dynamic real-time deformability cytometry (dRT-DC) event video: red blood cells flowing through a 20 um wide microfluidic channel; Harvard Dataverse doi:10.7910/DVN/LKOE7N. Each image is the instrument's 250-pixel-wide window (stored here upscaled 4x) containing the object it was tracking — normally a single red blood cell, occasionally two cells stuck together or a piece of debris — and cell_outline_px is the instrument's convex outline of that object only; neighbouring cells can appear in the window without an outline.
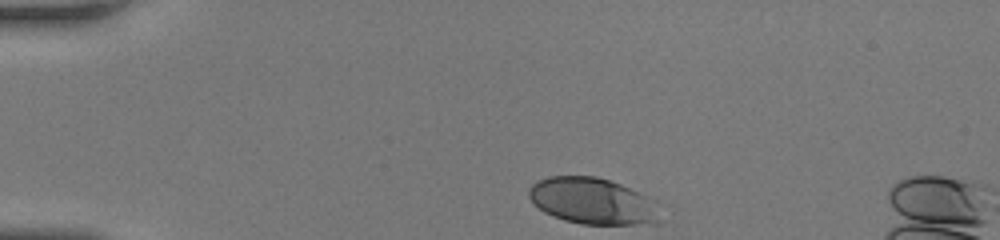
{"species": "human", "species_latin": "Homo sapiens", "temperature_condition": "room temperature", "stored_images_in_passage": 32, "camera_frame_rate_fps": 3000, "um_per_image_px": 0.085, "donor": {"sex": "female"}, "frame": {"image": 1, "passage_image": 1, "time_ms": 0.0, "image_size_px": [1000, 240], "cell_outline_px": [[660, 224], [580, 224], [564, 220], [552, 216], [544, 212], [528, 196], [528, 188], [536, 180], [548, 176], [596, 176], [620, 184], [644, 196]], "centroid_in_image_um": [50.21, 17.08], "position_along_channel_um": 34.8, "area_um2": 34.45}}
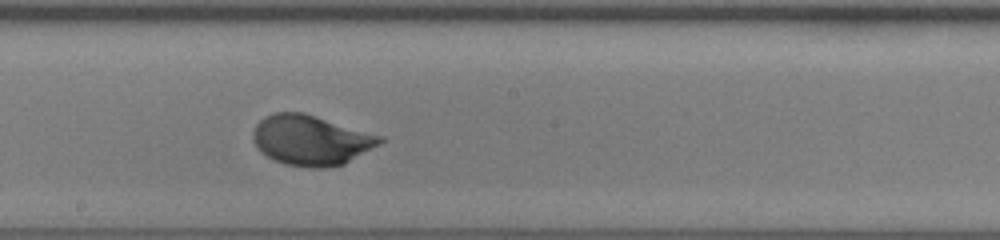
{"frame": {"image": 2, "passage_image": 19, "time_ms": 6.0, "image_size_px": [1000, 240], "cell_outline_px": [[384, 140], [380, 144], [344, 164], [328, 168], [308, 168], [284, 164], [260, 152], [252, 140], [252, 132], [256, 124], [264, 116], [272, 112], [304, 112], [384, 136]], "centroid_in_image_um": [26.43, 11.91], "position_along_channel_um": 221.8, "area_um2": 37.45}}
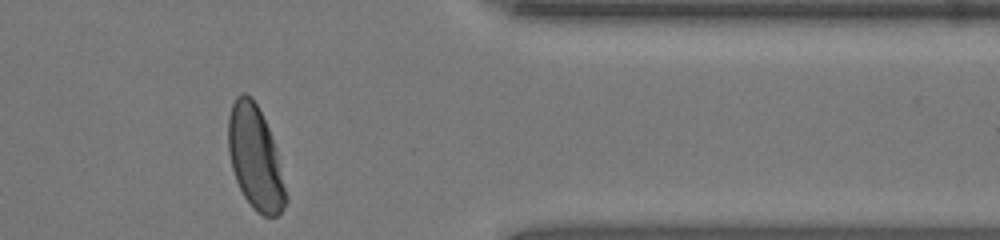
{"frame": {"image": 3, "passage_image": 32, "time_ms": 10.333, "image_size_px": [1000, 240], "cell_outline_px": [[288, 200], [284, 208], [276, 216], [264, 216], [256, 212], [252, 208], [244, 196], [236, 180], [232, 168], [228, 152], [228, 116], [232, 104], [236, 96], [240, 92], [244, 92], [252, 96], [268, 128], [276, 148], [288, 196]], "centroid_in_image_um": [21.69, 13.43], "position_along_channel_um": 389.7, "area_um2": 34.8}, "authors_computed_cell_mechanics": {"area_um2": 35.4025, "velocity_mm_per_s": 4.1725, "shape_relaxation_time_tau1_ms": 2.2251, "shape_relaxation_time_tau2_ms": null, "deformation_change_tau1": 0.1547, "deformation_change_tau2": null}}